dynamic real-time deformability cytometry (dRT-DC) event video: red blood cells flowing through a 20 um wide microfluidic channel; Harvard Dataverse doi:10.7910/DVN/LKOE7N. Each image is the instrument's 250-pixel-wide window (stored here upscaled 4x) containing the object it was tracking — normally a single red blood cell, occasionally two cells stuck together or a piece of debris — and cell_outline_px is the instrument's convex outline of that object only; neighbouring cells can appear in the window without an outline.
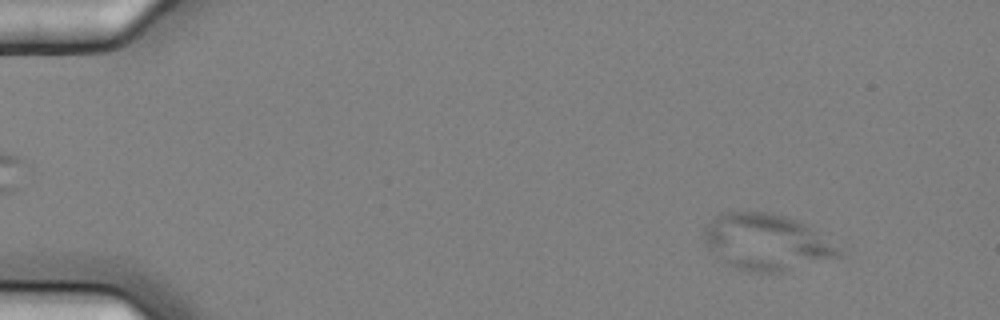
{"species": "common noctule bat (a hibernating species)", "species_latin": "Nyctalus noctula", "temperature_condition": "cold", "stored_images_in_passage": 5, "camera_frame_rate_fps": 3000, "um_per_image_px": 0.085, "animal": {"sex": "female", "body_mass_g": 25.1}, "frame": {"image": 1, "passage_image": 2, "time_ms": 0.333, "image_size_px": [1000, 320], "cell_outline_px": [[840, 256], [784, 272], [748, 272], [736, 268], [716, 256], [704, 244], [704, 228], [720, 212], [768, 212], [800, 220], [836, 248], [840, 252]], "centroid_in_image_um": [65.07, 20.58], "position_along_channel_um": 19.9, "area_um2": 43.52}}
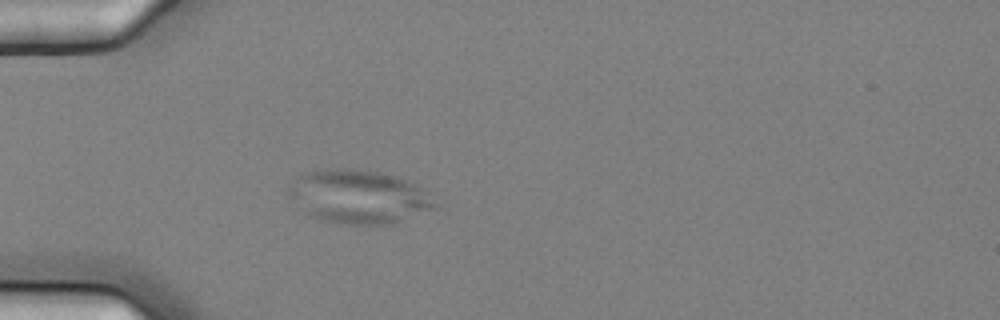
{"frame": {"image": 2, "passage_image": 5, "time_ms": 1.333, "image_size_px": [1000, 320], "cell_outline_px": [[436, 208], [392, 224], [340, 224], [324, 220], [312, 216], [288, 192], [288, 184], [296, 176], [304, 172], [336, 168], [348, 168], [376, 172], [396, 176], [416, 184], [436, 204]], "centroid_in_image_um": [30.48, 16.71], "position_along_channel_um": 54.5, "area_um2": 44.85}}